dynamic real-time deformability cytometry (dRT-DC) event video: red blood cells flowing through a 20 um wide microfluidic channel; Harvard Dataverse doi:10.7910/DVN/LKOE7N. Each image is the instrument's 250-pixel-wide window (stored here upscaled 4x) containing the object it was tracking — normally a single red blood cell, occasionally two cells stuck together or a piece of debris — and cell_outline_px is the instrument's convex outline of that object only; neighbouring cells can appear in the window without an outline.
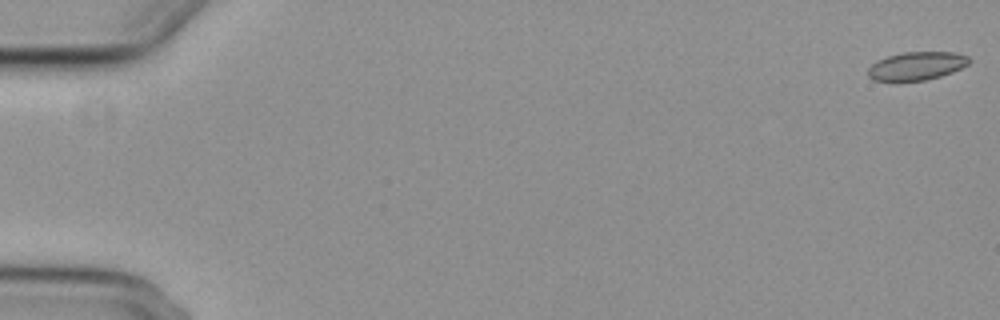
{"species": "common noctule bat (a hibernating species)", "species_latin": "Nyctalus noctula", "temperature_condition": "cold", "stored_images_in_passage": 57, "camera_frame_rate_fps": 3000, "um_per_image_px": 0.085, "animal": {"sex": "female", "body_mass_g": 29.2, "forearm_length_mm": 56.3}, "frame": {"image": 1, "passage_image": 1, "time_ms": 0.0, "image_size_px": [1000, 320], "cell_outline_px": [[972, 60], [968, 64], [952, 72], [940, 76], [924, 80], [872, 80], [868, 76], [868, 68], [876, 60], [888, 56], [904, 52], [956, 52], [968, 56]], "centroid_in_image_um": [77.92, 5.59], "position_along_channel_um": 7.1, "area_um2": 16.53}}
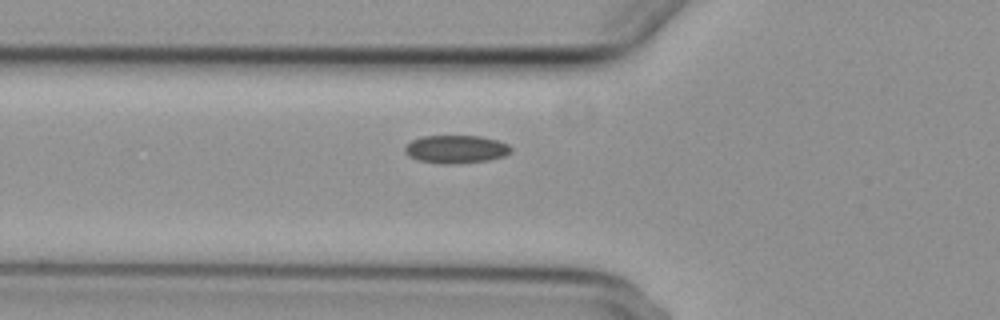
{"frame": {"image": 2, "passage_image": 21, "time_ms": 6.667, "image_size_px": [1000, 320], "cell_outline_px": [[512, 152], [504, 156], [488, 160], [452, 164], [444, 164], [420, 160], [408, 156], [404, 152], [404, 148], [412, 140], [420, 136], [480, 136], [496, 140], [508, 144], [512, 148]], "centroid_in_image_um": [38.76, 12.68], "position_along_channel_um": 87.0, "area_um2": 17.28}}
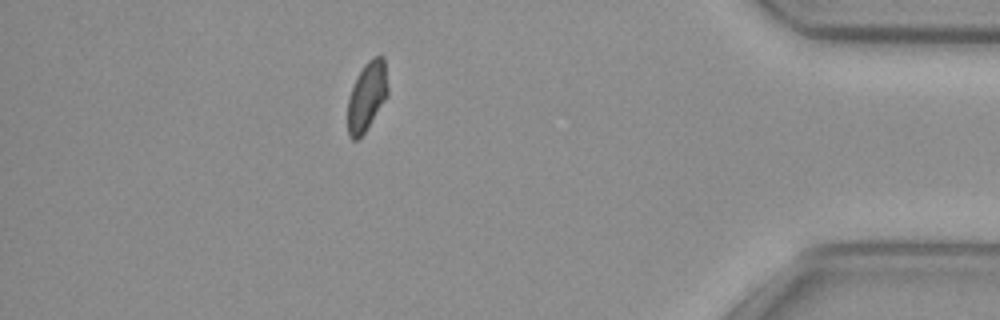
{"frame": {"image": 3, "passage_image": 50, "time_ms": 16.333, "image_size_px": [1000, 320], "cell_outline_px": [[388, 96], [364, 132], [356, 140], [352, 140], [348, 136], [348, 96], [356, 76], [364, 64], [372, 56], [384, 56], [388, 88]], "centroid_in_image_um": [31.18, 8.14], "position_along_channel_um": 404.0, "area_um2": 16.24}, "authors_computed_cell_mechanics": {"area_um2": 17.1088, "velocity_mm_per_s": 3.7233, "shape_relaxation_time_tau1_ms": 8.0982, "shape_relaxation_time_tau2_ms": 7.0073, "deformation_change_tau1": 0.0787, "deformation_change_tau2": 0.0949}}